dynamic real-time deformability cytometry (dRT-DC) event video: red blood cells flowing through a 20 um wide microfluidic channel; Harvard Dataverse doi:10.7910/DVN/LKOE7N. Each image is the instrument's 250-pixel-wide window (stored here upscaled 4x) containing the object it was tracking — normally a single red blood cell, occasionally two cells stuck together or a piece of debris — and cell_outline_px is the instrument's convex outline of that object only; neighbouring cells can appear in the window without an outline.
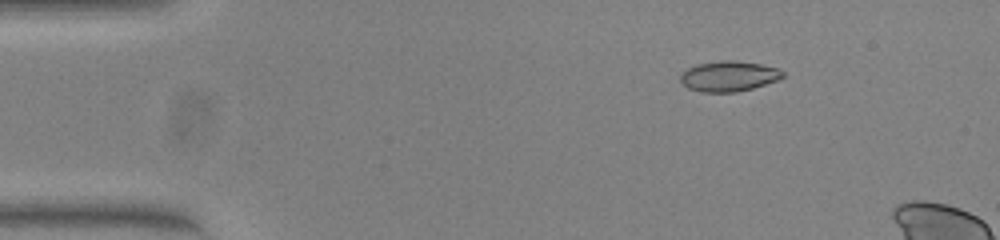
{"species": "common noctule bat (a hibernating species)", "species_latin": "Nyctalus noctula", "temperature_condition": "warm", "stored_images_in_passage": 11, "camera_frame_rate_fps": 3000, "um_per_image_px": 0.085, "animal": {"sex": "female", "body_mass_g": 23.0, "forearm_length_mm": 53.4}, "frame": {"image": 1, "passage_image": 4, "time_ms": 1.0, "image_size_px": [1000, 240], "cell_outline_px": [[784, 76], [780, 80], [752, 88], [736, 92], [700, 92], [688, 88], [680, 80], [680, 76], [688, 68], [696, 64], [720, 60], [732, 60], [760, 64], [776, 68], [784, 72]], "centroid_in_image_um": [61.95, 6.48], "position_along_channel_um": 23.0, "area_um2": 18.09}}